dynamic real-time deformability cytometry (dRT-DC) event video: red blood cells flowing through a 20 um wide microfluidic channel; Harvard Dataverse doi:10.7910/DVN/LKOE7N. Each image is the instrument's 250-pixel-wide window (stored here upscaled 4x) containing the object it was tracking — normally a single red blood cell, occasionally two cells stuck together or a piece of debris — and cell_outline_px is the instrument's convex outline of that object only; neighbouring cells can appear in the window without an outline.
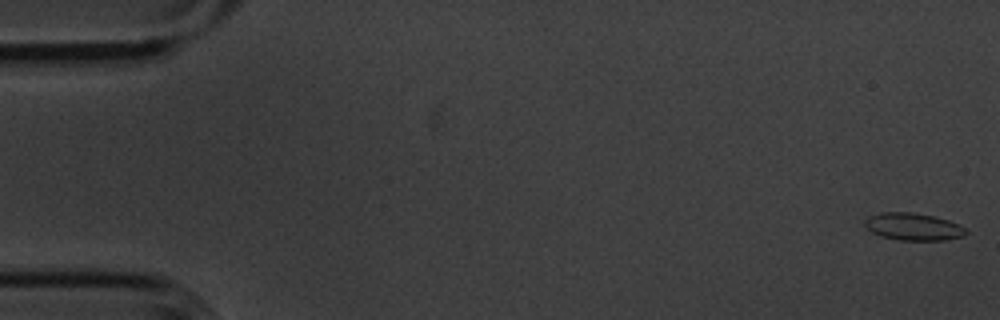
{"species": "common noctule bat (a hibernating species)", "species_latin": "Nyctalus noctula", "temperature_condition": "cold", "stored_images_in_passage": 55, "camera_frame_rate_fps": 3000, "um_per_image_px": 0.085, "animal": {"sex": "male", "body_mass_g": 20.1, "forearm_length_mm": 53.5}, "frame": {"image": 1, "passage_image": 1, "time_ms": 0.0, "image_size_px": [1000, 320], "cell_outline_px": [[968, 232], [964, 236], [944, 240], [900, 240], [880, 236], [872, 232], [864, 224], [864, 220], [868, 216], [880, 212], [912, 212], [932, 216], [948, 220], [964, 228]], "centroid_in_image_um": [77.59, 19.26], "position_along_channel_um": 7.4, "area_um2": 16.01}}
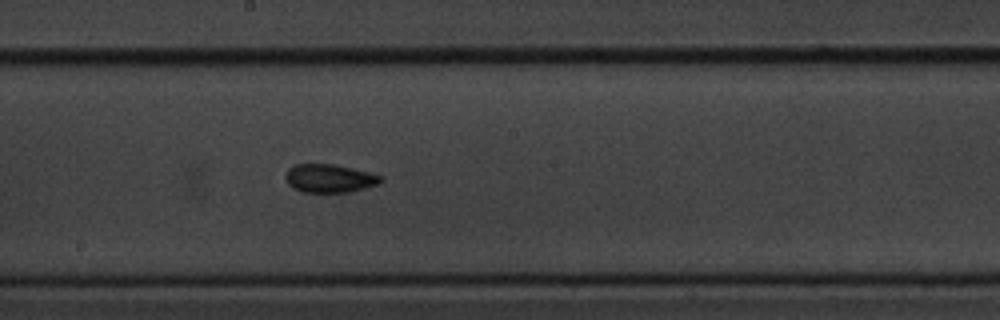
{"frame": {"image": 2, "passage_image": 30, "time_ms": 9.667, "image_size_px": [1000, 320], "cell_outline_px": [[384, 180], [380, 184], [348, 192], [300, 192], [292, 188], [288, 184], [284, 176], [288, 168], [296, 164], [336, 164], [384, 176]], "centroid_in_image_um": [28.01, 15.16], "position_along_channel_um": 220.2, "area_um2": 15.95}}
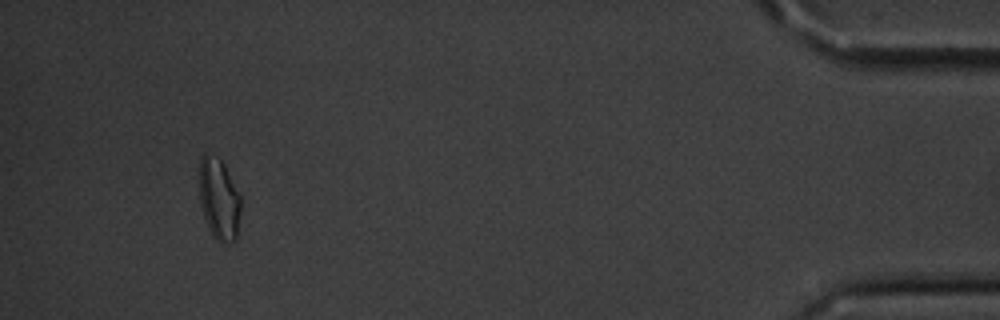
{"frame": {"image": 3, "passage_image": 52, "time_ms": 17.0, "image_size_px": [1000, 320], "cell_outline_px": [[240, 212], [236, 240], [220, 244], [212, 236], [208, 228], [200, 204], [200, 160], [204, 152], [220, 160], [224, 164], [240, 196]], "centroid_in_image_um": [18.61, 16.97], "position_along_channel_um": 416.6, "area_um2": 19.54}, "authors_computed_cell_mechanics": {"area_um2": 15.3748, "velocity_mm_per_s": 3.6081, "shape_relaxation_time_tau1_ms": 6.091, "shape_relaxation_time_tau2_ms": 3.1495, "deformation_change_tau1": 0.1122, "deformation_change_tau2": 0.0796}}